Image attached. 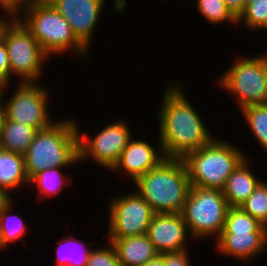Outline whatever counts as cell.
Masks as SVG:
<instances>
[{
    "instance_id": "cell-9",
    "label": "cell",
    "mask_w": 267,
    "mask_h": 266,
    "mask_svg": "<svg viewBox=\"0 0 267 266\" xmlns=\"http://www.w3.org/2000/svg\"><path fill=\"white\" fill-rule=\"evenodd\" d=\"M109 206V238H127L146 234L155 214L138 192L115 198Z\"/></svg>"
},
{
    "instance_id": "cell-5",
    "label": "cell",
    "mask_w": 267,
    "mask_h": 266,
    "mask_svg": "<svg viewBox=\"0 0 267 266\" xmlns=\"http://www.w3.org/2000/svg\"><path fill=\"white\" fill-rule=\"evenodd\" d=\"M21 14L26 18L20 21L48 56L61 54L69 47L80 55L86 54L87 48L76 38L70 24L47 0H33Z\"/></svg>"
},
{
    "instance_id": "cell-39",
    "label": "cell",
    "mask_w": 267,
    "mask_h": 266,
    "mask_svg": "<svg viewBox=\"0 0 267 266\" xmlns=\"http://www.w3.org/2000/svg\"><path fill=\"white\" fill-rule=\"evenodd\" d=\"M4 248L2 243H1V237H0V249Z\"/></svg>"
},
{
    "instance_id": "cell-8",
    "label": "cell",
    "mask_w": 267,
    "mask_h": 266,
    "mask_svg": "<svg viewBox=\"0 0 267 266\" xmlns=\"http://www.w3.org/2000/svg\"><path fill=\"white\" fill-rule=\"evenodd\" d=\"M3 41L8 51L11 75H19L23 83L36 82L42 71V62L48 55L20 19H14L6 28Z\"/></svg>"
},
{
    "instance_id": "cell-29",
    "label": "cell",
    "mask_w": 267,
    "mask_h": 266,
    "mask_svg": "<svg viewBox=\"0 0 267 266\" xmlns=\"http://www.w3.org/2000/svg\"><path fill=\"white\" fill-rule=\"evenodd\" d=\"M32 1L33 0H0V6L8 15L10 14L12 18L16 19V17H18L19 19L20 17L18 14L21 13V11L24 12Z\"/></svg>"
},
{
    "instance_id": "cell-16",
    "label": "cell",
    "mask_w": 267,
    "mask_h": 266,
    "mask_svg": "<svg viewBox=\"0 0 267 266\" xmlns=\"http://www.w3.org/2000/svg\"><path fill=\"white\" fill-rule=\"evenodd\" d=\"M121 266H142L159 253L146 234L127 238H110Z\"/></svg>"
},
{
    "instance_id": "cell-38",
    "label": "cell",
    "mask_w": 267,
    "mask_h": 266,
    "mask_svg": "<svg viewBox=\"0 0 267 266\" xmlns=\"http://www.w3.org/2000/svg\"><path fill=\"white\" fill-rule=\"evenodd\" d=\"M253 2H267V0H246V5H250Z\"/></svg>"
},
{
    "instance_id": "cell-3",
    "label": "cell",
    "mask_w": 267,
    "mask_h": 266,
    "mask_svg": "<svg viewBox=\"0 0 267 266\" xmlns=\"http://www.w3.org/2000/svg\"><path fill=\"white\" fill-rule=\"evenodd\" d=\"M39 129L24 154L29 180L49 168H63L79 161L78 131L76 122L69 119Z\"/></svg>"
},
{
    "instance_id": "cell-7",
    "label": "cell",
    "mask_w": 267,
    "mask_h": 266,
    "mask_svg": "<svg viewBox=\"0 0 267 266\" xmlns=\"http://www.w3.org/2000/svg\"><path fill=\"white\" fill-rule=\"evenodd\" d=\"M219 82L225 90L237 94L241 109L267 104V54L237 60Z\"/></svg>"
},
{
    "instance_id": "cell-1",
    "label": "cell",
    "mask_w": 267,
    "mask_h": 266,
    "mask_svg": "<svg viewBox=\"0 0 267 266\" xmlns=\"http://www.w3.org/2000/svg\"><path fill=\"white\" fill-rule=\"evenodd\" d=\"M179 87L165 90L159 112L160 151L166 158L183 159L214 138Z\"/></svg>"
},
{
    "instance_id": "cell-17",
    "label": "cell",
    "mask_w": 267,
    "mask_h": 266,
    "mask_svg": "<svg viewBox=\"0 0 267 266\" xmlns=\"http://www.w3.org/2000/svg\"><path fill=\"white\" fill-rule=\"evenodd\" d=\"M248 164L245 158L228 177L222 189L230 207H240L261 182L250 172Z\"/></svg>"
},
{
    "instance_id": "cell-21",
    "label": "cell",
    "mask_w": 267,
    "mask_h": 266,
    "mask_svg": "<svg viewBox=\"0 0 267 266\" xmlns=\"http://www.w3.org/2000/svg\"><path fill=\"white\" fill-rule=\"evenodd\" d=\"M256 139L267 151V104L241 109Z\"/></svg>"
},
{
    "instance_id": "cell-32",
    "label": "cell",
    "mask_w": 267,
    "mask_h": 266,
    "mask_svg": "<svg viewBox=\"0 0 267 266\" xmlns=\"http://www.w3.org/2000/svg\"><path fill=\"white\" fill-rule=\"evenodd\" d=\"M232 15L238 19L245 10L246 0H223Z\"/></svg>"
},
{
    "instance_id": "cell-37",
    "label": "cell",
    "mask_w": 267,
    "mask_h": 266,
    "mask_svg": "<svg viewBox=\"0 0 267 266\" xmlns=\"http://www.w3.org/2000/svg\"><path fill=\"white\" fill-rule=\"evenodd\" d=\"M5 86H7V84L4 82V81H2V80H0V104H2L1 103V99H2V93H3V89H4V87Z\"/></svg>"
},
{
    "instance_id": "cell-10",
    "label": "cell",
    "mask_w": 267,
    "mask_h": 266,
    "mask_svg": "<svg viewBox=\"0 0 267 266\" xmlns=\"http://www.w3.org/2000/svg\"><path fill=\"white\" fill-rule=\"evenodd\" d=\"M9 101L3 104L8 120L35 127L37 130L52 125L49 121L48 95L36 82H21Z\"/></svg>"
},
{
    "instance_id": "cell-25",
    "label": "cell",
    "mask_w": 267,
    "mask_h": 266,
    "mask_svg": "<svg viewBox=\"0 0 267 266\" xmlns=\"http://www.w3.org/2000/svg\"><path fill=\"white\" fill-rule=\"evenodd\" d=\"M198 9L210 23L217 24L231 21L236 24L237 19L228 10L223 0H197Z\"/></svg>"
},
{
    "instance_id": "cell-12",
    "label": "cell",
    "mask_w": 267,
    "mask_h": 266,
    "mask_svg": "<svg viewBox=\"0 0 267 266\" xmlns=\"http://www.w3.org/2000/svg\"><path fill=\"white\" fill-rule=\"evenodd\" d=\"M70 24L76 38L88 49L104 0H47Z\"/></svg>"
},
{
    "instance_id": "cell-6",
    "label": "cell",
    "mask_w": 267,
    "mask_h": 266,
    "mask_svg": "<svg viewBox=\"0 0 267 266\" xmlns=\"http://www.w3.org/2000/svg\"><path fill=\"white\" fill-rule=\"evenodd\" d=\"M230 206L220 189L191 186L181 215L193 237L221 235Z\"/></svg>"
},
{
    "instance_id": "cell-4",
    "label": "cell",
    "mask_w": 267,
    "mask_h": 266,
    "mask_svg": "<svg viewBox=\"0 0 267 266\" xmlns=\"http://www.w3.org/2000/svg\"><path fill=\"white\" fill-rule=\"evenodd\" d=\"M243 154L230 143L216 138L188 153L183 161L191 186L222 190L228 177L245 159Z\"/></svg>"
},
{
    "instance_id": "cell-35",
    "label": "cell",
    "mask_w": 267,
    "mask_h": 266,
    "mask_svg": "<svg viewBox=\"0 0 267 266\" xmlns=\"http://www.w3.org/2000/svg\"><path fill=\"white\" fill-rule=\"evenodd\" d=\"M12 19V20H11ZM14 20V18H10V22L6 21L3 18H0V42L3 40V36L6 28L10 25V23Z\"/></svg>"
},
{
    "instance_id": "cell-26",
    "label": "cell",
    "mask_w": 267,
    "mask_h": 266,
    "mask_svg": "<svg viewBox=\"0 0 267 266\" xmlns=\"http://www.w3.org/2000/svg\"><path fill=\"white\" fill-rule=\"evenodd\" d=\"M242 19L252 30L267 28V2H253L245 5V10L237 19V23Z\"/></svg>"
},
{
    "instance_id": "cell-36",
    "label": "cell",
    "mask_w": 267,
    "mask_h": 266,
    "mask_svg": "<svg viewBox=\"0 0 267 266\" xmlns=\"http://www.w3.org/2000/svg\"><path fill=\"white\" fill-rule=\"evenodd\" d=\"M5 118V113H4V108H3V104H0V132H1V128H2V124Z\"/></svg>"
},
{
    "instance_id": "cell-13",
    "label": "cell",
    "mask_w": 267,
    "mask_h": 266,
    "mask_svg": "<svg viewBox=\"0 0 267 266\" xmlns=\"http://www.w3.org/2000/svg\"><path fill=\"white\" fill-rule=\"evenodd\" d=\"M187 225L181 213L154 214L146 235L159 254L185 249Z\"/></svg>"
},
{
    "instance_id": "cell-24",
    "label": "cell",
    "mask_w": 267,
    "mask_h": 266,
    "mask_svg": "<svg viewBox=\"0 0 267 266\" xmlns=\"http://www.w3.org/2000/svg\"><path fill=\"white\" fill-rule=\"evenodd\" d=\"M11 204L12 202L0 211V237L3 247H6L7 243L18 240L27 229L21 218L18 221L15 219L17 221L15 223L16 221L9 214V210L12 209Z\"/></svg>"
},
{
    "instance_id": "cell-28",
    "label": "cell",
    "mask_w": 267,
    "mask_h": 266,
    "mask_svg": "<svg viewBox=\"0 0 267 266\" xmlns=\"http://www.w3.org/2000/svg\"><path fill=\"white\" fill-rule=\"evenodd\" d=\"M64 240V241H63ZM72 241L74 242V239L72 238V237H69V238H63L62 240H61V242H60V246H64L63 244H67V245H70L71 243H72ZM69 243V244H68ZM73 244V243H72ZM71 244V245H72ZM76 245V244H75ZM81 246V245H80ZM73 247V246H72ZM61 248V247H60ZM69 248H71V246H69ZM80 248V247H79ZM58 251V253H61L60 252V250H57ZM74 251H75V249L74 248H72V252L74 253ZM71 252V251H70ZM90 250L88 249H83V251L81 252L82 253V255H81V257L79 258H76L75 257V259H71V257L70 256H68L69 257V259H68V257L67 256H65V257H63L64 256V254L63 253H61V254H63V256L62 255H58L57 257V260H56V266H87V263H88V258H89V255H90Z\"/></svg>"
},
{
    "instance_id": "cell-19",
    "label": "cell",
    "mask_w": 267,
    "mask_h": 266,
    "mask_svg": "<svg viewBox=\"0 0 267 266\" xmlns=\"http://www.w3.org/2000/svg\"><path fill=\"white\" fill-rule=\"evenodd\" d=\"M29 182L24 155L0 148V187L8 191Z\"/></svg>"
},
{
    "instance_id": "cell-14",
    "label": "cell",
    "mask_w": 267,
    "mask_h": 266,
    "mask_svg": "<svg viewBox=\"0 0 267 266\" xmlns=\"http://www.w3.org/2000/svg\"><path fill=\"white\" fill-rule=\"evenodd\" d=\"M160 154L158 155L147 142L132 139L124 148L112 169H125L135 182L166 158L163 152H160Z\"/></svg>"
},
{
    "instance_id": "cell-27",
    "label": "cell",
    "mask_w": 267,
    "mask_h": 266,
    "mask_svg": "<svg viewBox=\"0 0 267 266\" xmlns=\"http://www.w3.org/2000/svg\"><path fill=\"white\" fill-rule=\"evenodd\" d=\"M87 266H121L116 250L110 242V248L91 250Z\"/></svg>"
},
{
    "instance_id": "cell-11",
    "label": "cell",
    "mask_w": 267,
    "mask_h": 266,
    "mask_svg": "<svg viewBox=\"0 0 267 266\" xmlns=\"http://www.w3.org/2000/svg\"><path fill=\"white\" fill-rule=\"evenodd\" d=\"M131 138L123 121L108 125L91 140L86 132L78 133L79 160L90 155L99 165L112 169Z\"/></svg>"
},
{
    "instance_id": "cell-2",
    "label": "cell",
    "mask_w": 267,
    "mask_h": 266,
    "mask_svg": "<svg viewBox=\"0 0 267 266\" xmlns=\"http://www.w3.org/2000/svg\"><path fill=\"white\" fill-rule=\"evenodd\" d=\"M135 183L155 214L181 213L191 188L183 159L175 158H165Z\"/></svg>"
},
{
    "instance_id": "cell-30",
    "label": "cell",
    "mask_w": 267,
    "mask_h": 266,
    "mask_svg": "<svg viewBox=\"0 0 267 266\" xmlns=\"http://www.w3.org/2000/svg\"><path fill=\"white\" fill-rule=\"evenodd\" d=\"M11 78L10 61L5 42H0V80L9 84Z\"/></svg>"
},
{
    "instance_id": "cell-20",
    "label": "cell",
    "mask_w": 267,
    "mask_h": 266,
    "mask_svg": "<svg viewBox=\"0 0 267 266\" xmlns=\"http://www.w3.org/2000/svg\"><path fill=\"white\" fill-rule=\"evenodd\" d=\"M222 232H267V227L241 207H230Z\"/></svg>"
},
{
    "instance_id": "cell-33",
    "label": "cell",
    "mask_w": 267,
    "mask_h": 266,
    "mask_svg": "<svg viewBox=\"0 0 267 266\" xmlns=\"http://www.w3.org/2000/svg\"><path fill=\"white\" fill-rule=\"evenodd\" d=\"M9 193L4 188L0 187V211L10 204L11 199Z\"/></svg>"
},
{
    "instance_id": "cell-15",
    "label": "cell",
    "mask_w": 267,
    "mask_h": 266,
    "mask_svg": "<svg viewBox=\"0 0 267 266\" xmlns=\"http://www.w3.org/2000/svg\"><path fill=\"white\" fill-rule=\"evenodd\" d=\"M217 241L223 254L249 260L267 245V232H222Z\"/></svg>"
},
{
    "instance_id": "cell-23",
    "label": "cell",
    "mask_w": 267,
    "mask_h": 266,
    "mask_svg": "<svg viewBox=\"0 0 267 266\" xmlns=\"http://www.w3.org/2000/svg\"><path fill=\"white\" fill-rule=\"evenodd\" d=\"M64 178L60 168H49L35 174L29 183L37 184L38 191L48 197L52 194H58L62 190V186L66 184Z\"/></svg>"
},
{
    "instance_id": "cell-34",
    "label": "cell",
    "mask_w": 267,
    "mask_h": 266,
    "mask_svg": "<svg viewBox=\"0 0 267 266\" xmlns=\"http://www.w3.org/2000/svg\"><path fill=\"white\" fill-rule=\"evenodd\" d=\"M142 266H164V258L159 254L156 258L149 260Z\"/></svg>"
},
{
    "instance_id": "cell-31",
    "label": "cell",
    "mask_w": 267,
    "mask_h": 266,
    "mask_svg": "<svg viewBox=\"0 0 267 266\" xmlns=\"http://www.w3.org/2000/svg\"><path fill=\"white\" fill-rule=\"evenodd\" d=\"M187 251L160 254L164 258V266H190Z\"/></svg>"
},
{
    "instance_id": "cell-18",
    "label": "cell",
    "mask_w": 267,
    "mask_h": 266,
    "mask_svg": "<svg viewBox=\"0 0 267 266\" xmlns=\"http://www.w3.org/2000/svg\"><path fill=\"white\" fill-rule=\"evenodd\" d=\"M37 129L33 126L18 123L4 118L0 132V148L24 155Z\"/></svg>"
},
{
    "instance_id": "cell-22",
    "label": "cell",
    "mask_w": 267,
    "mask_h": 266,
    "mask_svg": "<svg viewBox=\"0 0 267 266\" xmlns=\"http://www.w3.org/2000/svg\"><path fill=\"white\" fill-rule=\"evenodd\" d=\"M240 207L267 227V184L261 181Z\"/></svg>"
}]
</instances>
